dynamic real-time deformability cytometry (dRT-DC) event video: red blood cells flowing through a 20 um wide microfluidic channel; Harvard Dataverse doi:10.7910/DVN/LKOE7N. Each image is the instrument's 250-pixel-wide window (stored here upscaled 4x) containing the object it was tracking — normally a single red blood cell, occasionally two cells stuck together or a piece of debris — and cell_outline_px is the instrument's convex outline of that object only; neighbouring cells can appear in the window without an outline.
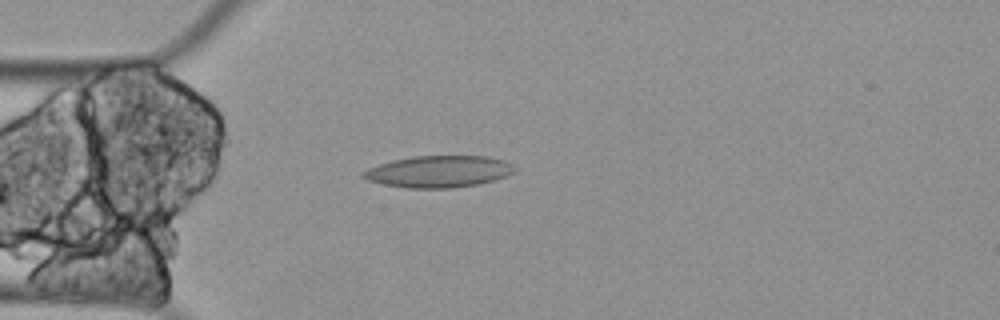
{"species": "Egyptian fruit bat (a non-hibernating species)", "species_latin": "Rousettus aegyptiacus", "temperature_condition": "cold", "stored_images_in_passage": 3, "camera_frame_rate_fps": 3000, "um_per_image_px": 0.085, "animal": {"sex": "female"}, "frame": {"image": 1, "passage_image": 2, "time_ms": 0.333, "image_size_px": [1000, 320], "cell_outline_px": [[516, 172], [508, 176], [476, 184], [452, 188], [408, 188], [384, 184], [368, 180], [360, 176], [360, 172], [368, 168], [392, 160], [416, 156], [488, 156], [504, 160], [512, 164], [516, 168]], "centroid_in_image_um": [37.3, 14.58], "position_along_channel_um": 47.7, "area_um2": 28.03}}